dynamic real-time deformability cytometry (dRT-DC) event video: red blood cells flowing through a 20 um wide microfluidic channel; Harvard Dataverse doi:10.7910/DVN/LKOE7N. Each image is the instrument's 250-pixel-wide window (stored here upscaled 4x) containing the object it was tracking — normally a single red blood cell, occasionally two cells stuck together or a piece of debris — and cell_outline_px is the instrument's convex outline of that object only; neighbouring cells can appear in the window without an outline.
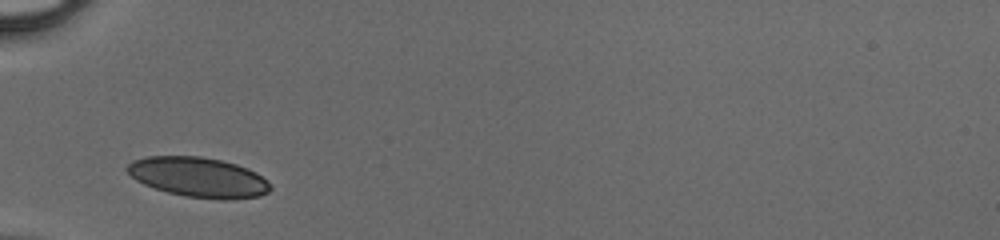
{"species": "human", "species_latin": "Homo sapiens", "temperature_condition": "cold", "stored_images_in_passage": 26, "camera_frame_rate_fps": 3000, "um_per_image_px": 0.085, "donor": {"sex": "male"}, "frame": {"image": 1, "passage_image": 1, "time_ms": 0.0, "image_size_px": [1000, 240], "cell_outline_px": [[272, 188], [268, 192], [260, 196], [228, 200], [224, 200], [184, 196], [168, 192], [144, 184], [136, 180], [124, 168], [132, 160], [148, 156], [200, 156], [220, 160], [236, 164], [256, 172]], "centroid_in_image_um": [16.84, 15.06], "position_along_channel_um": 68.2, "area_um2": 33.12}}
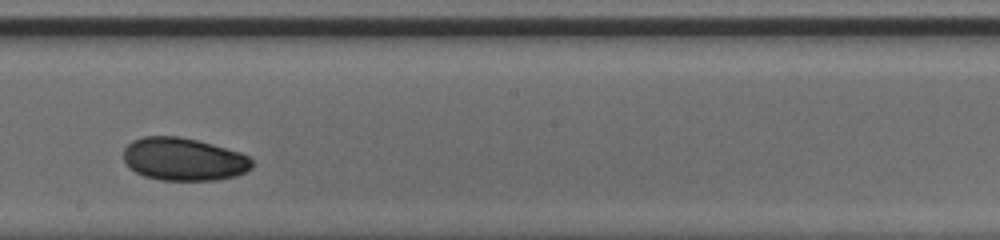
{"frame": {"image": 2, "passage_image": 13, "time_ms": 4.0, "image_size_px": [1000, 240], "cell_outline_px": [[252, 168], [236, 176], [216, 180], [160, 180], [144, 176], [128, 168], [124, 160], [124, 148], [132, 140], [144, 136], [180, 136], [212, 144], [240, 152], [248, 156], [252, 160]], "centroid_in_image_um": [15.59, 13.53], "position_along_channel_um": 232.6, "area_um2": 32.19}}
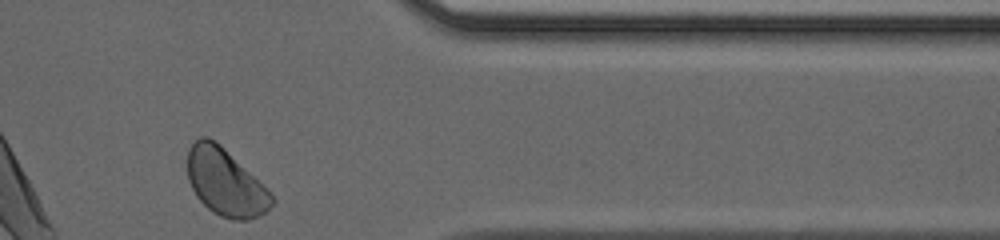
{"frame": {"image": 3, "passage_image": 25, "time_ms": 8.0, "image_size_px": [1000, 240], "cell_outline_px": [[276, 200], [264, 212], [248, 220], [232, 220], [220, 216], [212, 212], [196, 196], [188, 180], [188, 148], [200, 136], [208, 136], [220, 144]], "centroid_in_image_um": [19.09, 15.5], "position_along_channel_um": 392.3, "area_um2": 32.08}}